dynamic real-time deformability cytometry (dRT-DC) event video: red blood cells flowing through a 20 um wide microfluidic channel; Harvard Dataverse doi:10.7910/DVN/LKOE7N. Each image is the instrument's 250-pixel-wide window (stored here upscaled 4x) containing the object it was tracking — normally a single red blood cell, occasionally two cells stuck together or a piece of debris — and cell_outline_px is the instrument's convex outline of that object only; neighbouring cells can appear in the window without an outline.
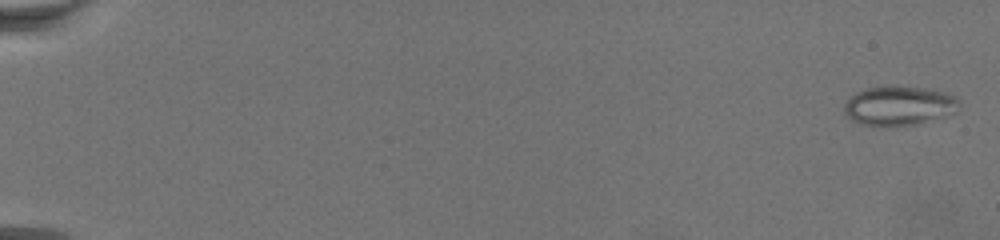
{"species": "common noctule bat (a hibernating species)", "species_latin": "Nyctalus noctula", "temperature_condition": "warm", "stored_images_in_passage": 74, "camera_frame_rate_fps": 3000, "um_per_image_px": 0.085, "animal": {"sex": "female", "body_mass_g": 19.5, "forearm_length_mm": 54.1}, "frame": {"image": 1, "passage_image": 2, "time_ms": 0.333, "image_size_px": [1000, 240], "cell_outline_px": [[960, 104], [956, 112], [920, 124], [884, 128], [864, 124], [852, 120], [844, 112], [844, 104], [856, 92], [868, 88], [928, 88], [948, 92]], "centroid_in_image_um": [76.43, 9.04], "position_along_channel_um": 8.6, "area_um2": 26.13}}
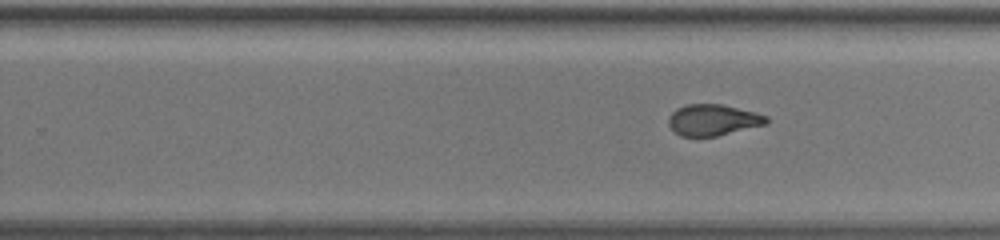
{"frame": {"image": 2, "passage_image": 49, "time_ms": 16.0, "image_size_px": [1000, 240], "cell_outline_px": [[768, 124], [716, 136], [680, 136], [668, 124], [668, 116], [676, 108], [684, 104], [720, 104], [756, 112], [768, 116]], "centroid_in_image_um": [60.61, 10.19], "position_along_channel_um": 269.2, "area_um2": 17.86}}
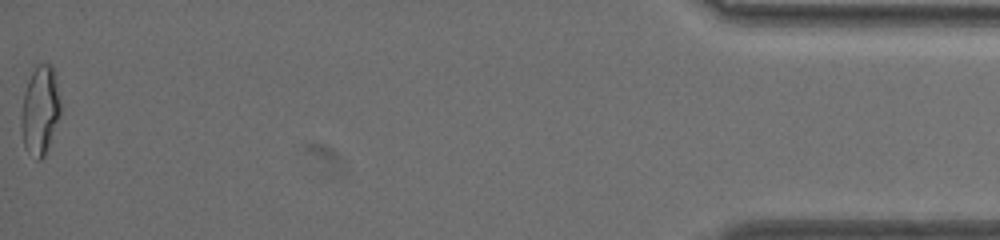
{"frame": {"image": 3, "passage_image": 74, "time_ms": 24.333, "image_size_px": [1000, 240], "cell_outline_px": [[60, 112], [44, 156], [40, 160], [36, 160], [24, 148], [20, 128], [20, 116], [24, 92], [28, 80], [36, 64], [52, 64], [56, 76], [60, 104]], "centroid_in_image_um": [3.37, 9.37], "position_along_channel_um": 431.8, "area_um2": 20.35}}